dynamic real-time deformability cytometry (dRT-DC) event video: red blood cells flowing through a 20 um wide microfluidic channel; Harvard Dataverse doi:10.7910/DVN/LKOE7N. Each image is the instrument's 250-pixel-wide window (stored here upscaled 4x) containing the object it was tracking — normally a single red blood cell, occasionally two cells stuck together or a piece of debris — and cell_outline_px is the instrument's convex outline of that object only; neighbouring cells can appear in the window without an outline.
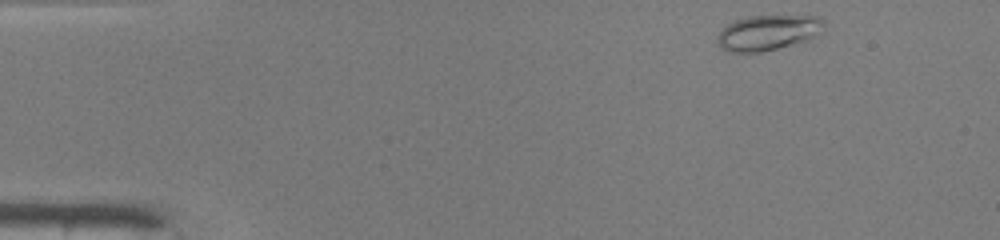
{"species": "common noctule bat (a hibernating species)", "species_latin": "Nyctalus noctula", "temperature_condition": "warm", "stored_images_in_passage": 44, "camera_frame_rate_fps": 3000, "um_per_image_px": 0.085, "animal": {"sex": "male", "body_mass_g": 19.0, "forearm_length_mm": 50.8}, "frame": {"image": 1, "passage_image": 1, "time_ms": 0.0, "image_size_px": [1000, 240], "cell_outline_px": [[824, 24], [812, 36], [804, 40], [776, 48], [760, 52], [728, 52], [720, 48], [716, 44], [716, 40], [720, 32], [728, 24], [736, 20], [748, 16], [820, 16], [824, 20]], "centroid_in_image_um": [65.18, 2.77], "position_along_channel_um": 19.8, "area_um2": 21.39}}
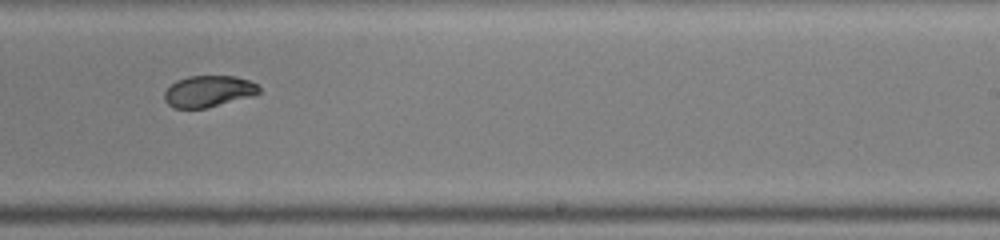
{"frame": {"image": 2, "passage_image": 26, "time_ms": 8.333, "image_size_px": [1000, 240], "cell_outline_px": [[260, 92], [252, 96], [204, 108], [172, 108], [164, 100], [164, 92], [176, 80], [188, 76], [236, 76], [248, 80], [256, 84], [260, 88]], "centroid_in_image_um": [17.7, 7.75], "position_along_channel_um": 271.3, "area_um2": 17.22}}
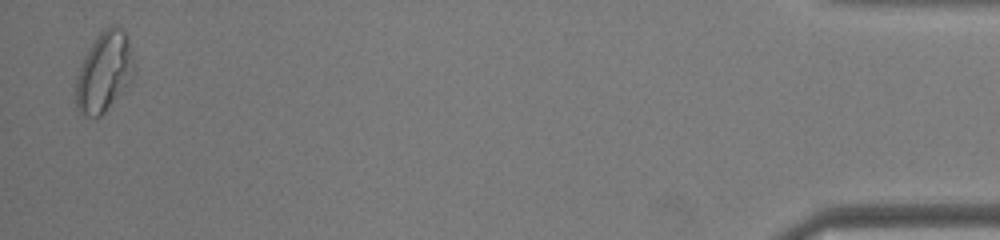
{"frame": {"image": 3, "passage_image": 43, "time_ms": 14.0, "image_size_px": [1000, 240], "cell_outline_px": [[136, 72], [128, 84], [104, 112], [100, 116], [80, 116], [76, 108], [76, 76], [84, 56], [88, 48], [100, 32], [104, 28], [112, 24], [120, 28], [128, 36], [136, 64]], "centroid_in_image_um": [8.87, 6.09], "position_along_channel_um": 426.3, "area_um2": 27.4}, "authors_computed_cell_mechanics": {"area_um2": 18.7272, "velocity_mm_per_s": 4.2002, "shape_relaxation_time_tau1_ms": null, "shape_relaxation_time_tau2_ms": 0.9749, "deformation_change_tau1": null, "deformation_change_tau2": 0.0444}}